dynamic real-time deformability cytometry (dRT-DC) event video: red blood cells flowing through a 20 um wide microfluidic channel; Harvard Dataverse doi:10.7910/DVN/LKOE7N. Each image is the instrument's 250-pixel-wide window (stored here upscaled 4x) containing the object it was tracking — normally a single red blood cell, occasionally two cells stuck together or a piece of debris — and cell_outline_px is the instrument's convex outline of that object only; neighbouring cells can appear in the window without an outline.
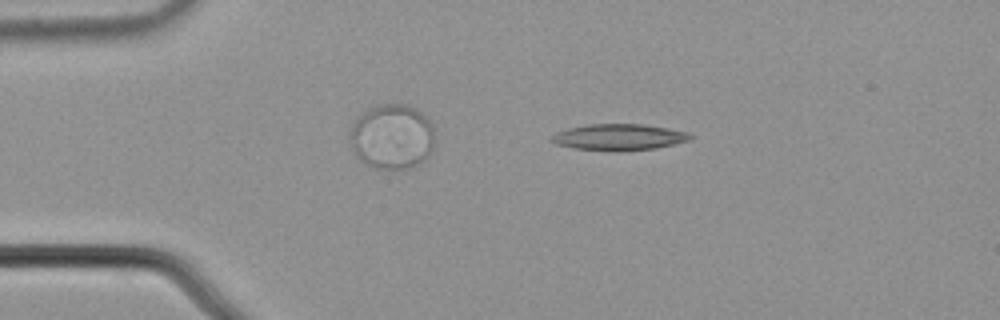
{"species": "common noctule bat (a hibernating species)", "species_latin": "Nyctalus noctula", "temperature_condition": "cold", "stored_images_in_passage": 5, "camera_frame_rate_fps": 3000, "um_per_image_px": 0.085, "animal": {"sex": "male", "body_mass_g": 21.5, "forearm_length_mm": 52.0}, "frame": {"image": 1, "passage_image": 2, "time_ms": 0.333, "image_size_px": [1000, 320], "cell_outline_px": [[692, 136], [688, 140], [656, 148], [624, 152], [612, 152], [572, 148], [556, 144], [548, 140], [556, 132], [568, 128], [588, 124], [644, 124], [668, 128], [688, 132]], "centroid_in_image_um": [52.56, 11.67], "position_along_channel_um": 32.4, "area_um2": 21.56}}
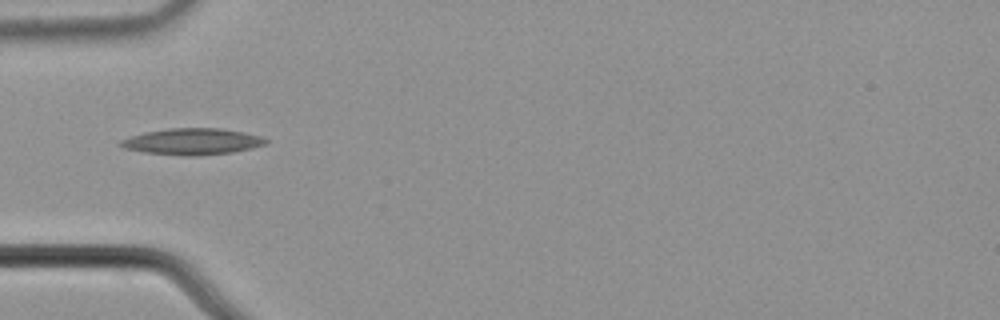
{"frame": {"image": 2, "passage_image": 4, "time_ms": 1.0, "image_size_px": [1000, 320], "cell_outline_px": [[268, 144], [252, 148], [232, 152], [196, 156], [184, 156], [144, 152], [124, 148], [116, 144], [120, 140], [144, 132], [168, 128], [220, 128], [244, 132], [260, 136], [268, 140]], "centroid_in_image_um": [16.34, 12.03], "position_along_channel_um": 68.7, "area_um2": 22.43}}
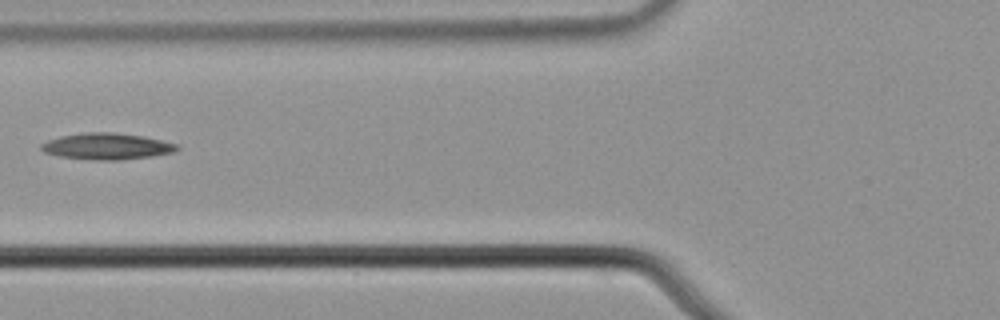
{"frame": {"image": 3, "passage_image": 5, "time_ms": 1.333, "image_size_px": [1000, 320], "cell_outline_px": [[180, 148], [172, 152], [152, 156], [120, 160], [92, 160], [60, 156], [44, 152], [40, 148], [40, 144], [48, 140], [60, 136], [84, 132], [112, 132], [144, 136], [176, 144]], "centroid_in_image_um": [9.05, 12.43], "position_along_channel_um": 116.8, "area_um2": 20.81}}